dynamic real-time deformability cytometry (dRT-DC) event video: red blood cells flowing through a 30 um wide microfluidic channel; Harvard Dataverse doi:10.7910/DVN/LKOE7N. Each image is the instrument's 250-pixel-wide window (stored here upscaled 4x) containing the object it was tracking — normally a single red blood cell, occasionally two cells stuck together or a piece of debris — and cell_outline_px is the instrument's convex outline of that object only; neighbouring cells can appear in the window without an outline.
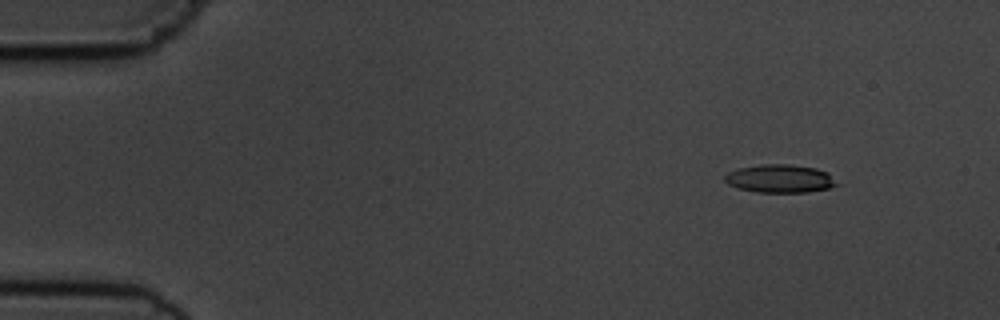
{"species": "common noctule bat (a hibernating species)", "species_latin": "Nyctalus noctula", "temperature_condition": "cold", "stored_images_in_passage": 4, "camera_frame_rate_fps": 3000, "um_per_image_px": 0.085, "animal": {"sex": "male", "body_mass_g": 19.5, "forearm_length_mm": 54.6}, "frame": {"image": 1, "passage_image": 1, "time_ms": 0.0, "image_size_px": [1000, 320], "cell_outline_px": [[840, 184], [828, 188], [808, 192], [756, 192], [736, 188], [728, 184], [724, 180], [724, 176], [728, 172], [736, 168], [760, 164], [788, 164], [816, 168], [828, 172]], "centroid_in_image_um": [66.28, 15.18], "position_along_channel_um": 18.7, "area_um2": 18.61}}
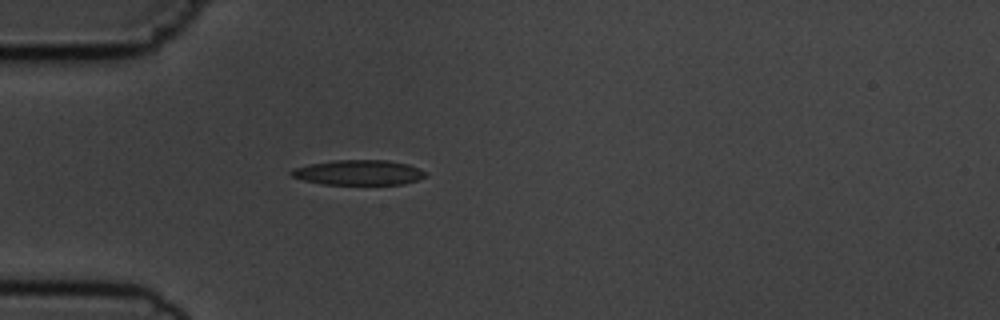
{"frame": {"image": 2, "passage_image": 4, "time_ms": 3.333, "image_size_px": [1000, 320], "cell_outline_px": [[428, 176], [404, 184], [320, 184], [304, 180], [292, 176], [288, 172], [292, 168], [308, 164], [332, 160], [388, 160], [408, 164], [428, 172]], "centroid_in_image_um": [30.48, 14.66], "position_along_channel_um": 54.5, "area_um2": 19.77}}